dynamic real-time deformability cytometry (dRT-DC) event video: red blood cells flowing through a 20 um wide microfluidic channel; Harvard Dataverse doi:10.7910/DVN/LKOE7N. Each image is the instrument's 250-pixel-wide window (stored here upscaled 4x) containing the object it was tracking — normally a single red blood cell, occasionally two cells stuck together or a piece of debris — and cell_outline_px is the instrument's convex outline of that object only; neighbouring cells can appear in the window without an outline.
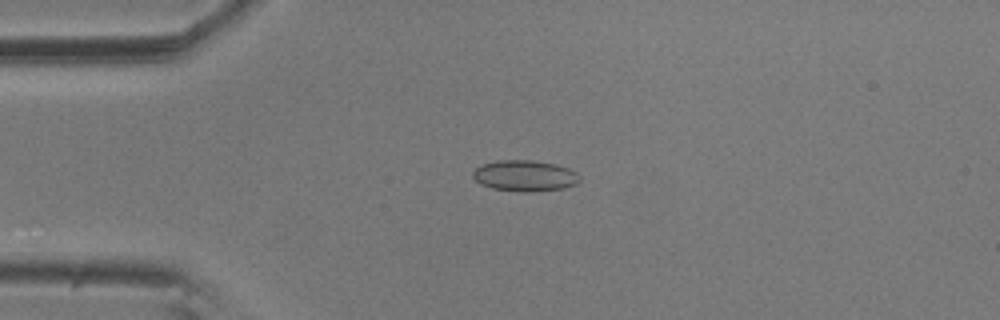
{"species": "common noctule bat (a hibernating species)", "species_latin": "Nyctalus noctula", "temperature_condition": "room temperature", "stored_images_in_passage": 6, "camera_frame_rate_fps": 3000, "um_per_image_px": 0.085, "animal": {"sex": "male", "body_mass_g": 20.5, "forearm_length_mm": 52.5}, "frame": {"image": 1, "passage_image": 3, "time_ms": 0.667, "image_size_px": [1000, 320], "cell_outline_px": [[580, 180], [576, 184], [564, 188], [532, 192], [524, 192], [492, 188], [480, 184], [472, 176], [472, 172], [476, 168], [484, 164], [500, 160], [532, 160], [556, 164], [568, 168], [576, 172], [580, 176]], "centroid_in_image_um": [44.63, 14.94], "position_along_channel_um": 40.4, "area_um2": 19.31}}
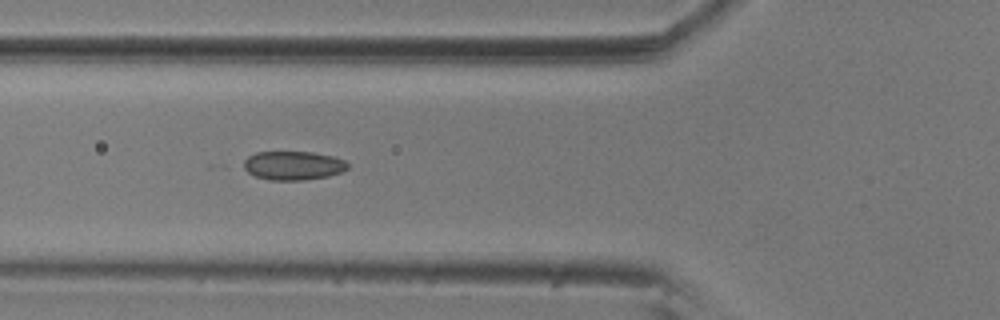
{"frame": {"image": 2, "passage_image": 5, "time_ms": 1.333, "image_size_px": [1000, 320], "cell_outline_px": [[348, 168], [340, 172], [328, 176], [304, 180], [268, 180], [256, 176], [248, 172], [236, 164], [248, 156], [256, 152], [312, 152], [332, 156], [344, 160], [348, 164]], "centroid_in_image_um": [24.82, 14.07], "position_along_channel_um": 101.0, "area_um2": 17.74}}
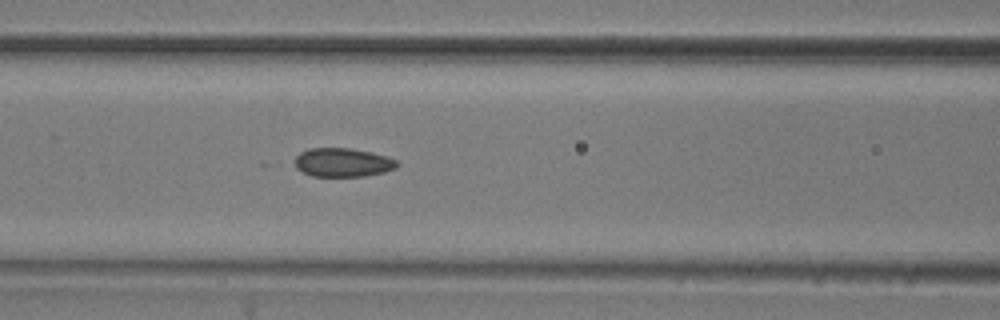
{"frame": {"image": 3, "passage_image": 6, "time_ms": 1.667, "image_size_px": [1000, 320], "cell_outline_px": [[400, 164], [396, 168], [384, 172], [364, 176], [312, 176], [288, 164], [300, 152], [308, 148], [348, 148], [368, 152], [384, 156], [396, 160]], "centroid_in_image_um": [29.04, 13.81], "position_along_channel_um": 137.6, "area_um2": 17.28}}